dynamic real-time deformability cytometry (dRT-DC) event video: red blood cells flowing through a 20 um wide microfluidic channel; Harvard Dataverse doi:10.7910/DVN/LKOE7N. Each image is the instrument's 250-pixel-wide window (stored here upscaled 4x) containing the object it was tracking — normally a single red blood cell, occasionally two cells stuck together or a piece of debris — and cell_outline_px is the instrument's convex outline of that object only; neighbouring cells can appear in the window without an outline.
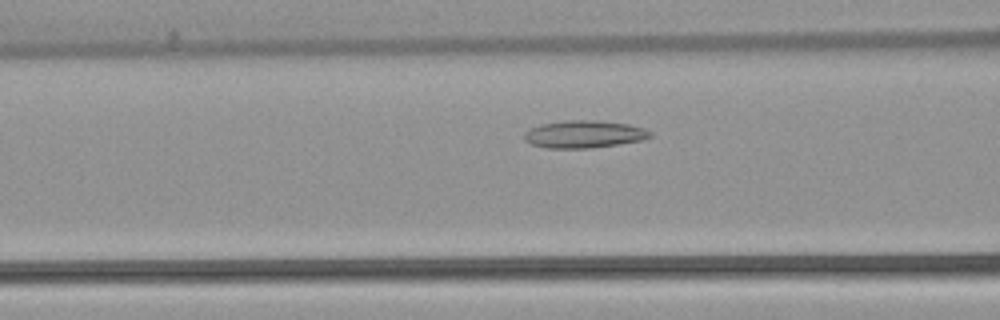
{"species": "common noctule bat (a hibernating species)", "species_latin": "Nyctalus noctula", "temperature_condition": "warm", "stored_images_in_passage": 44, "camera_frame_rate_fps": 3000, "um_per_image_px": 0.085, "animal": {"sex": "female", "body_mass_g": 22.7, "forearm_length_mm": 54.2}, "frame": {"image": 1, "passage_image": 12, "time_ms": 3.667, "image_size_px": [1000, 320], "cell_outline_px": [[652, 136], [644, 140], [592, 148], [548, 148], [532, 144], [524, 140], [524, 132], [540, 124], [564, 120], [600, 120], [628, 124], [644, 128], [652, 132]], "centroid_in_image_um": [49.67, 11.4], "position_along_channel_um": 116.9, "area_um2": 20.29}}
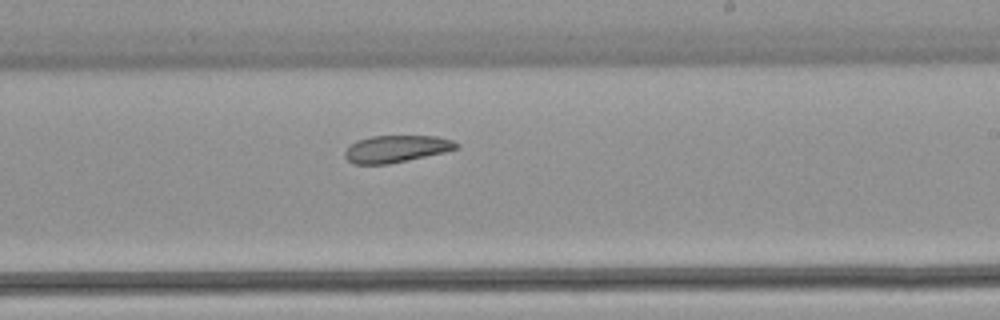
{"frame": {"image": 2, "passage_image": 23, "time_ms": 7.333, "image_size_px": [1000, 320], "cell_outline_px": [[460, 148], [444, 152], [388, 164], [352, 164], [344, 156], [344, 152], [356, 140], [372, 136], [436, 136], [452, 140], [460, 144]], "centroid_in_image_um": [33.69, 12.65], "position_along_channel_um": 255.3, "area_um2": 17.51}}
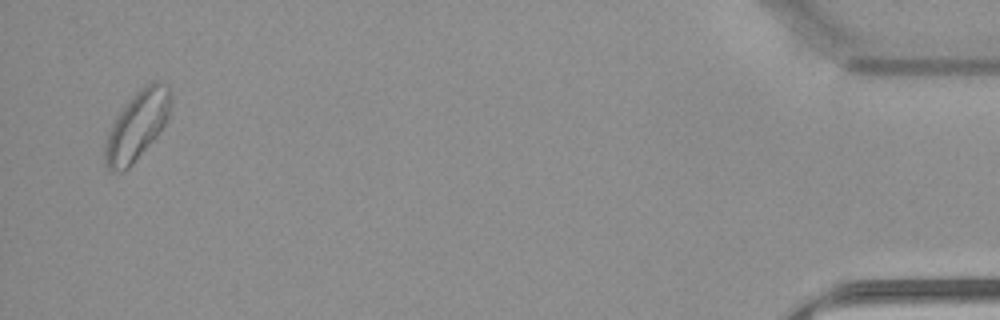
{"frame": {"image": 3, "passage_image": 43, "time_ms": 14.0, "image_size_px": [1000, 320], "cell_outline_px": [[172, 104], [168, 120], [156, 136], [132, 164], [128, 168], [120, 172], [112, 172], [104, 164], [104, 136], [116, 116], [124, 104], [140, 88], [152, 80], [160, 80], [168, 84], [172, 92]], "centroid_in_image_um": [11.65, 10.63], "position_along_channel_um": 423.5, "area_um2": 27.05}, "authors_computed_cell_mechanics": {"area_um2": 20.0277, "velocity_mm_per_s": 3.7932, "shape_relaxation_time_tau1_ms": null, "shape_relaxation_time_tau2_ms": 5.9264, "deformation_change_tau1": null, "deformation_change_tau2": 0.1192}}